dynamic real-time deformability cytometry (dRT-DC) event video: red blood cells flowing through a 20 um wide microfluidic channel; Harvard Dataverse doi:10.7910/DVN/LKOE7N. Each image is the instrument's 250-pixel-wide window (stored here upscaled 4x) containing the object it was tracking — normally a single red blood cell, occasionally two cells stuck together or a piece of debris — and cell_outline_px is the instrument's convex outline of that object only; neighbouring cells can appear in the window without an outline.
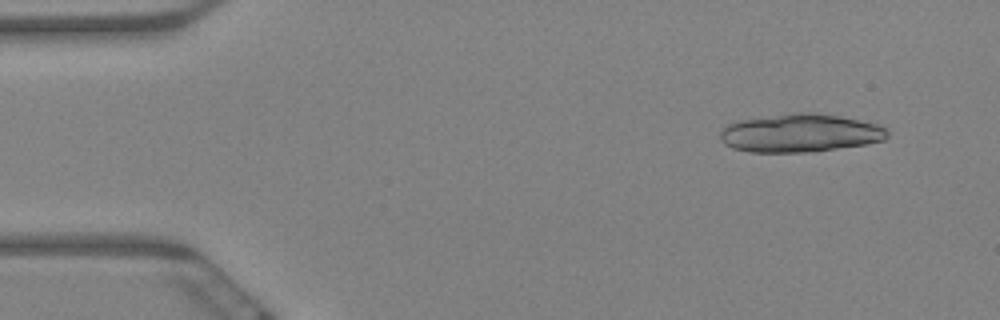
{"species": "Egyptian fruit bat (a non-hibernating species)", "species_latin": "Rousettus aegyptiacus", "temperature_condition": "warm", "stored_images_in_passage": 21, "camera_frame_rate_fps": 3000, "um_per_image_px": 0.085, "animal": {"sex": "female"}, "frame": {"image": 1, "passage_image": 5, "time_ms": 1.333, "image_size_px": [1000, 320], "cell_outline_px": [[888, 136], [884, 140], [868, 144], [804, 152], [752, 152], [732, 148], [724, 144], [720, 136], [720, 132], [728, 124], [740, 120], [792, 112], [816, 112], [840, 116], [876, 124], [888, 128]], "centroid_in_image_um": [68.02, 11.3], "position_along_channel_um": 17.0, "area_um2": 37.22}}